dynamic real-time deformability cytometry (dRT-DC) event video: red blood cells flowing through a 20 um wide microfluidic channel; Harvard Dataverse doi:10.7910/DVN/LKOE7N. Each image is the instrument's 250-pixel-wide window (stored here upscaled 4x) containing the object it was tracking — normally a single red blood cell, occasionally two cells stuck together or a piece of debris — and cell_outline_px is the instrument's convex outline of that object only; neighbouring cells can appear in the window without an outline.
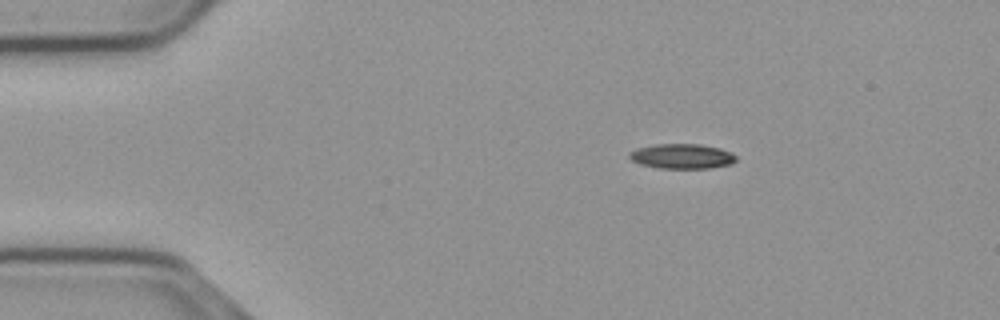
{"species": "common noctule bat (a hibernating species)", "species_latin": "Nyctalus noctula", "temperature_condition": "cold", "stored_images_in_passage": 47, "camera_frame_rate_fps": 3000, "um_per_image_px": 0.085, "animal": {"sex": "male", "body_mass_g": 23.1, "forearm_length_mm": 52.7}, "frame": {"image": 1, "passage_image": 1, "time_ms": 0.0, "image_size_px": [1000, 320], "cell_outline_px": [[736, 160], [732, 164], [708, 168], [660, 168], [640, 164], [632, 160], [628, 156], [628, 152], [636, 148], [656, 144], [700, 144], [720, 148], [732, 152], [736, 156]], "centroid_in_image_um": [57.97, 13.27], "position_along_channel_um": 27.0, "area_um2": 15.55}}
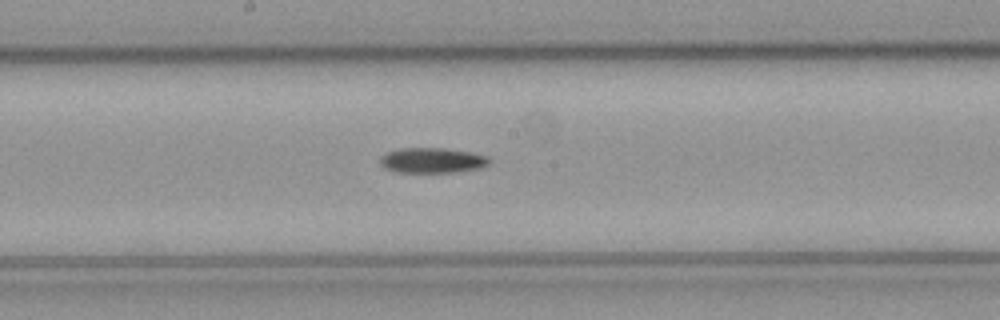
{"frame": {"image": 2, "passage_image": 21, "time_ms": 6.667, "image_size_px": [1000, 320], "cell_outline_px": [[488, 164], [480, 168], [456, 172], [396, 172], [384, 168], [380, 164], [380, 156], [388, 152], [404, 148], [444, 148], [468, 152], [484, 156], [488, 160]], "centroid_in_image_um": [36.67, 13.64], "position_along_channel_um": 211.5, "area_um2": 15.78}}
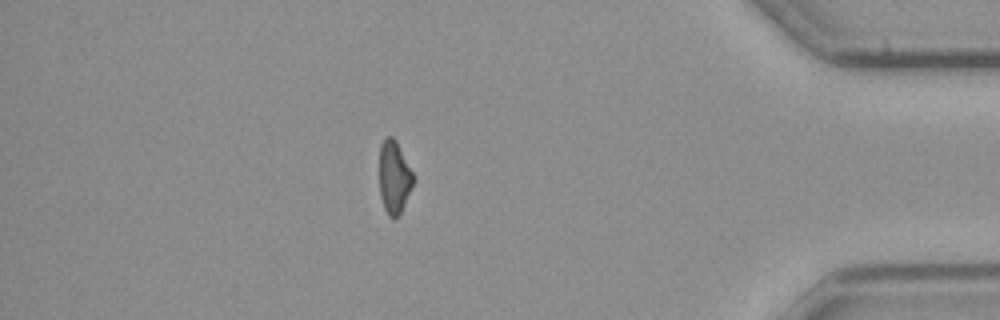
{"frame": {"image": 3, "passage_image": 40, "time_ms": 13.0, "image_size_px": [1000, 320], "cell_outline_px": [[412, 184], [404, 204], [400, 212], [392, 220], [388, 216], [384, 208], [380, 196], [380, 144], [388, 136], [392, 136], [396, 140], [412, 172]], "centroid_in_image_um": [33.47, 15.06], "position_along_channel_um": 401.7, "area_um2": 13.93}, "authors_computed_cell_mechanics": {"area_um2": 15.6638, "velocity_mm_per_s": 3.6919, "shape_relaxation_time_tau1_ms": 5.7846, "shape_relaxation_time_tau2_ms": null, "deformation_change_tau1": 0.1571, "deformation_change_tau2": null}}